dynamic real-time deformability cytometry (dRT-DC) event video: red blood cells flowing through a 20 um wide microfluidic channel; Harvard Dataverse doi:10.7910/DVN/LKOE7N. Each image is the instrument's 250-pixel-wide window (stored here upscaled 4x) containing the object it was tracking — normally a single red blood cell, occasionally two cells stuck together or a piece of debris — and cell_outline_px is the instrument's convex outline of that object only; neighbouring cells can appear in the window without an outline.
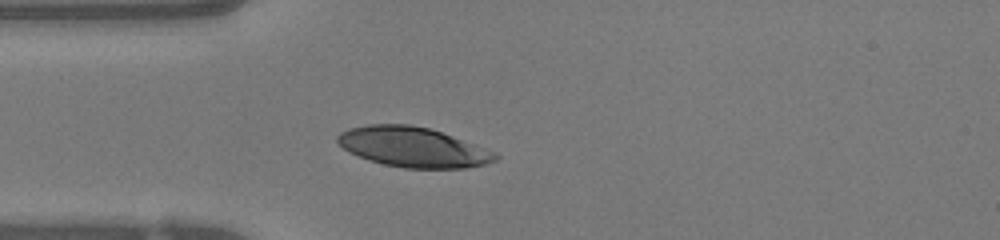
{"species": "human", "species_latin": "Homo sapiens", "temperature_condition": "warm", "stored_images_in_passage": 30, "camera_frame_rate_fps": 3000, "um_per_image_px": 0.085, "donor": {"sex": "female"}, "frame": {"image": 1, "passage_image": 1, "time_ms": 0.0, "image_size_px": [1000, 240], "cell_outline_px": [[500, 156], [496, 160], [484, 164], [464, 168], [404, 168], [384, 164], [368, 160], [348, 152], [336, 140], [336, 136], [340, 132], [348, 128], [368, 124], [408, 124], [428, 128], [452, 136], [496, 152]], "centroid_in_image_um": [35.07, 12.5], "position_along_channel_um": 49.9, "area_um2": 36.59}}
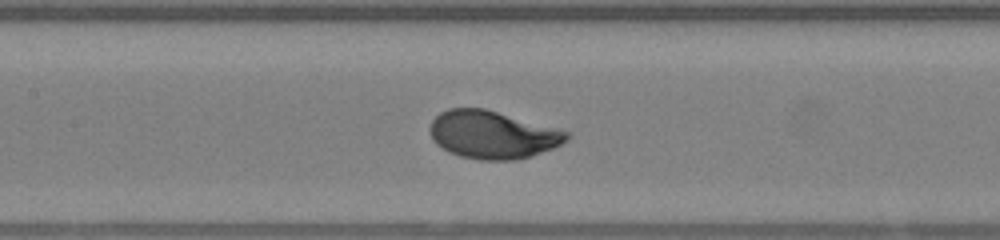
{"frame": {"image": 2, "passage_image": 10, "time_ms": 3.0, "image_size_px": [1000, 240], "cell_outline_px": [[568, 140], [552, 148], [528, 156], [512, 160], [480, 160], [460, 156], [436, 144], [432, 140], [428, 128], [432, 120], [440, 112], [448, 108], [484, 108], [556, 128], [568, 132]], "centroid_in_image_um": [41.81, 11.44], "position_along_channel_um": 165.6, "area_um2": 37.69}}
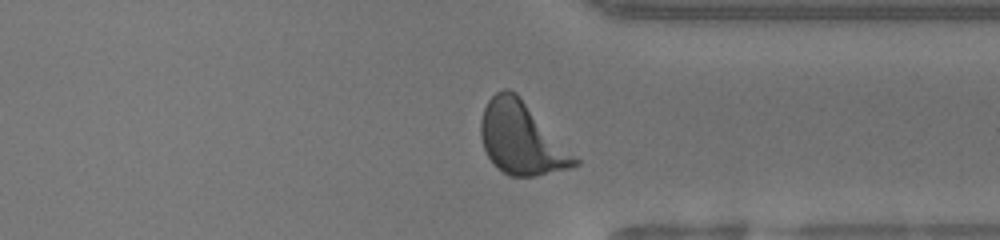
{"frame": {"image": 3, "passage_image": 25, "time_ms": 8.0, "image_size_px": [1000, 240], "cell_outline_px": [[580, 164], [568, 168], [536, 176], [508, 176], [496, 168], [492, 164], [484, 148], [480, 136], [480, 120], [484, 108], [488, 100], [500, 88], [508, 88], [516, 92], [580, 160]], "centroid_in_image_um": [44.29, 11.76], "position_along_channel_um": 367.1, "area_um2": 39.59}, "authors_computed_cell_mechanics": {"area_um2": 38.2058, "velocity_mm_per_s": 4.0798, "shape_relaxation_time_tau1_ms": 2.0628, "shape_relaxation_time_tau2_ms": null, "deformation_change_tau1": 0.1746, "deformation_change_tau2": null}}